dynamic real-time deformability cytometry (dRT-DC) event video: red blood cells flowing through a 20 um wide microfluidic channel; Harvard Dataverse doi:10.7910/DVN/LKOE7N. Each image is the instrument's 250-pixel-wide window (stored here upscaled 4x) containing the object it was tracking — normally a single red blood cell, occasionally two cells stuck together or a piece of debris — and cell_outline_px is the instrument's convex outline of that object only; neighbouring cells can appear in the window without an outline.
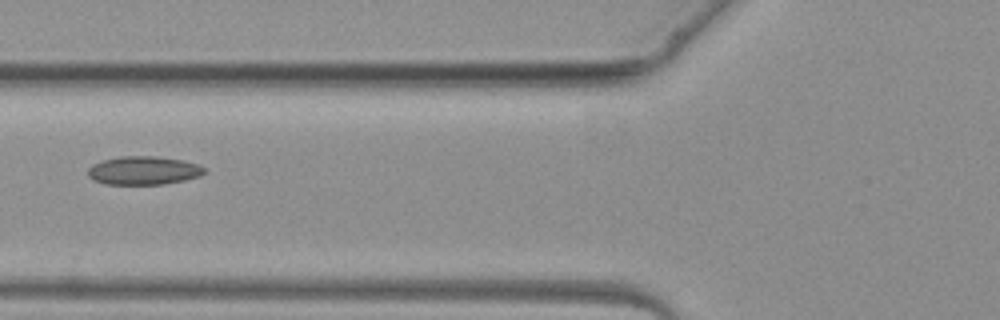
{"species": "common noctule bat (a hibernating species)", "species_latin": "Nyctalus noctula", "temperature_condition": "warm", "stored_images_in_passage": 5, "camera_frame_rate_fps": 3000, "um_per_image_px": 0.085, "animal": {"sex": "female", "body_mass_g": 19.3, "forearm_length_mm": 54.1}, "frame": {"image": 1, "passage_image": 5, "time_ms": 4.667, "image_size_px": [1000, 320], "cell_outline_px": [[204, 172], [200, 176], [184, 180], [164, 184], [104, 184], [92, 180], [88, 176], [88, 168], [92, 164], [100, 160], [120, 156], [156, 156], [184, 160], [196, 164], [204, 168]], "centroid_in_image_um": [12.15, 14.49], "position_along_channel_um": 113.7, "area_um2": 19.42}}